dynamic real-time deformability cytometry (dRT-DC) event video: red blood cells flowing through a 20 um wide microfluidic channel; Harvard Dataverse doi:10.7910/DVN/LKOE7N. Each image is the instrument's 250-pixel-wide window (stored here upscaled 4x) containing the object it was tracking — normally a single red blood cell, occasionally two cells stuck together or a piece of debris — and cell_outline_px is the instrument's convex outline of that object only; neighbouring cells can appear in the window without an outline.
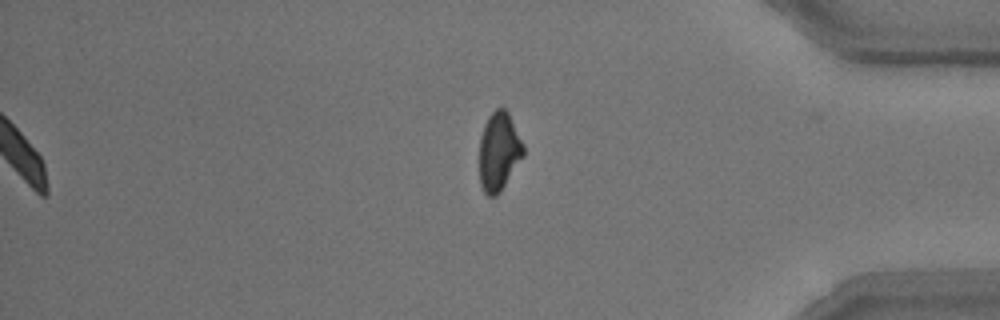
{"species": "common noctule bat (a hibernating species)", "species_latin": "Nyctalus noctula", "temperature_condition": "room temperature", "stored_images_in_passage": 53, "segment_of_instrument_passage": [2, 2], "camera_frame_rate_fps": 3000, "um_per_image_px": 0.085, "animal": {"sex": "male", "body_mass_g": 15.6}, "frame": {"image": 1, "passage_image": 53, "time_ms": 17.333, "image_size_px": [1000, 320], "cell_outline_px": [[524, 156], [500, 192], [496, 196], [488, 196], [484, 192], [480, 184], [480, 136], [484, 124], [488, 116], [496, 108], [504, 108], [508, 112], [524, 144]], "centroid_in_image_um": [42.41, 12.87], "position_along_channel_um": 392.8, "area_um2": 20.23}}